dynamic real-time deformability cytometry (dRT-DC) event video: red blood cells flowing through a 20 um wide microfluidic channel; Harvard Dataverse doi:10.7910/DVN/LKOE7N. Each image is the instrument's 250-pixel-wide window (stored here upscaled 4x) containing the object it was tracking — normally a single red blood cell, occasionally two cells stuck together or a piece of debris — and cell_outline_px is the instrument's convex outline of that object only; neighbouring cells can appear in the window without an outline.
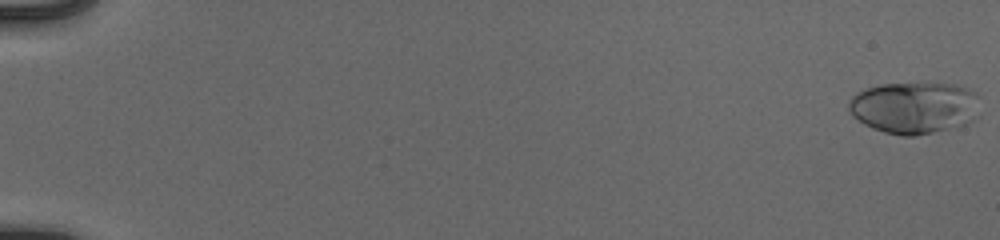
{"species": "human", "species_latin": "Homo sapiens", "temperature_condition": "cold", "stored_images_in_passage": 55, "camera_frame_rate_fps": 3000, "um_per_image_px": 0.085, "donor": {"sex": "male"}, "frame": {"image": 1, "passage_image": 1, "time_ms": 0.0, "image_size_px": [1000, 240], "cell_outline_px": [[980, 116], [956, 128], [916, 136], [900, 136], [884, 132], [872, 128], [864, 124], [852, 116], [848, 108], [848, 104], [852, 96], [868, 88], [880, 84], [956, 84], [968, 88], [976, 92]], "centroid_in_image_um": [77.75, 9.17], "position_along_channel_um": 7.3, "area_um2": 39.94}}
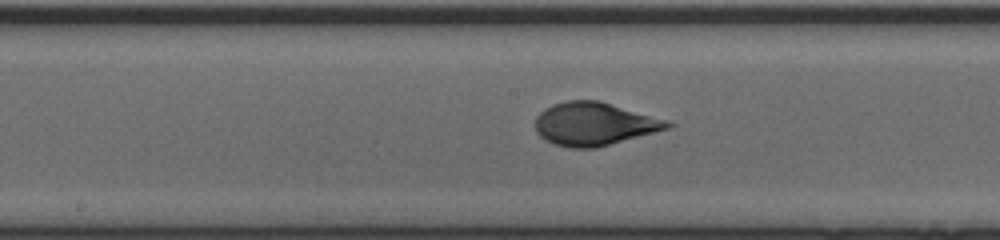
{"frame": {"image": 2, "passage_image": 31, "time_ms": 10.0, "image_size_px": [1000, 240], "cell_outline_px": [[676, 124], [668, 128], [596, 148], [568, 148], [552, 144], [544, 140], [536, 132], [536, 116], [544, 108], [552, 104], [568, 100], [600, 100], [672, 120]], "centroid_in_image_um": [50.53, 10.52], "position_along_channel_um": 197.7, "area_um2": 33.7}}
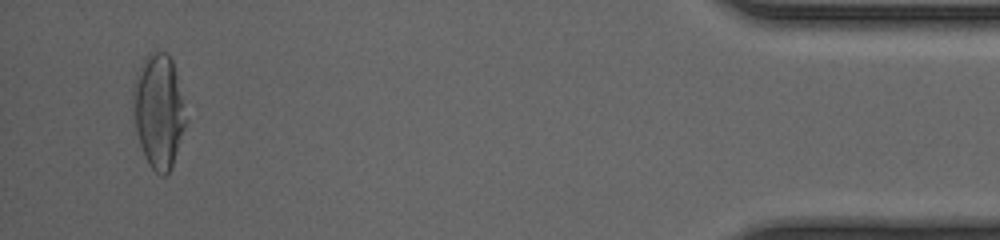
{"frame": {"image": 3, "passage_image": 53, "time_ms": 17.333, "image_size_px": [1000, 240], "cell_outline_px": [[188, 120], [172, 164], [168, 172], [164, 176], [160, 176], [148, 164], [144, 156], [140, 144], [136, 128], [132, 104], [132, 88], [140, 64], [144, 56], [148, 52], [156, 48], [164, 52], [172, 60]], "centroid_in_image_um": [13.47, 9.39], "position_along_channel_um": 421.7, "area_um2": 35.26}, "authors_computed_cell_mechanics": {"area_um2": 33.235, "velocity_mm_per_s": 3.9452, "shape_relaxation_time_tau1_ms": 5.622, "shape_relaxation_time_tau2_ms": null, "deformation_change_tau1": 0.2544, "deformation_change_tau2": null}}